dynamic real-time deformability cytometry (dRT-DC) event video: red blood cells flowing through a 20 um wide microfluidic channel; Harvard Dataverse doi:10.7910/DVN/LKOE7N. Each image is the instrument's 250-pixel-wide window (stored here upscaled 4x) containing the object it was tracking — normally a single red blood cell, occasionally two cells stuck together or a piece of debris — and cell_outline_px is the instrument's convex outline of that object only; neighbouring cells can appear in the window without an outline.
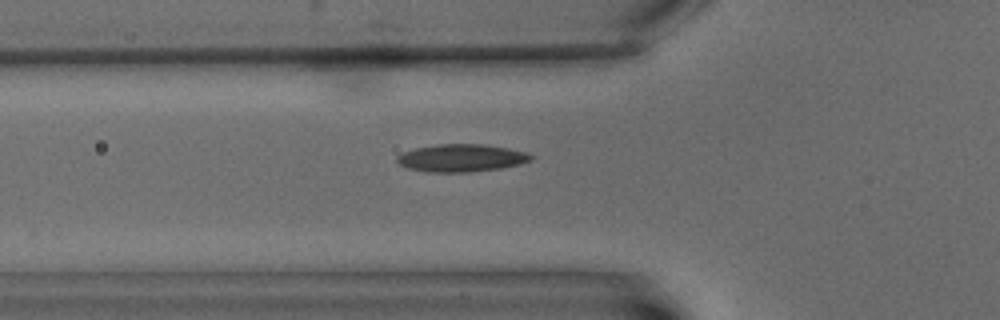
{"species": "common noctule bat (a hibernating species)", "species_latin": "Nyctalus noctula", "temperature_condition": "warm", "stored_images_in_passage": 3, "camera_frame_rate_fps": 3000, "um_per_image_px": 0.085, "animal": {"sex": "male", "body_mass_g": 15.6}, "frame": {"image": 1, "passage_image": 3, "time_ms": 2.333, "image_size_px": [1000, 320], "cell_outline_px": [[536, 156], [532, 160], [520, 164], [500, 168], [468, 172], [428, 172], [408, 168], [400, 164], [396, 160], [396, 156], [404, 152], [416, 148], [440, 144], [480, 144], [508, 148], [524, 152]], "centroid_in_image_um": [39.23, 13.43], "position_along_channel_um": 86.6, "area_um2": 21.39}}